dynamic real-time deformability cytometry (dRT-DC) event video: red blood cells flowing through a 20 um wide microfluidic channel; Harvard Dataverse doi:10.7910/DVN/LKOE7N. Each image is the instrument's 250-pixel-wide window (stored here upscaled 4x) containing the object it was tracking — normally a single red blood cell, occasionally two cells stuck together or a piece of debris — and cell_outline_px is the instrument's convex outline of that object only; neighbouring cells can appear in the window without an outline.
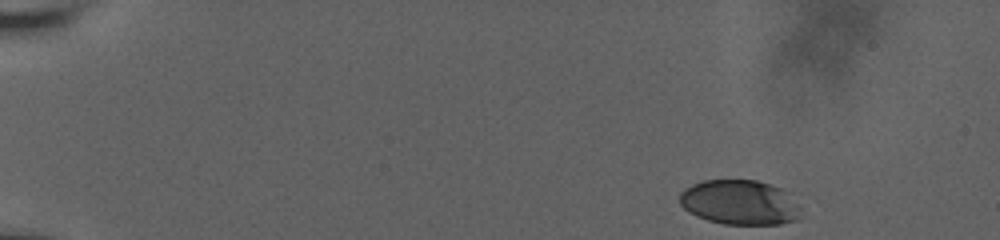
{"species": "human", "species_latin": "Homo sapiens", "temperature_condition": "room temperature", "stored_images_in_passage": 38, "camera_frame_rate_fps": 3000, "um_per_image_px": 0.085, "donor": {"sex": "male"}, "frame": {"image": 1, "passage_image": 1, "time_ms": 0.0, "image_size_px": [1000, 240], "cell_outline_px": [[804, 216], [800, 220], [780, 224], [724, 224], [708, 220], [696, 216], [688, 212], [680, 204], [680, 192], [684, 188], [692, 184], [704, 180], [756, 180], [780, 188], [800, 208]], "centroid_in_image_um": [62.87, 17.22], "position_along_channel_um": 22.1, "area_um2": 31.67}}
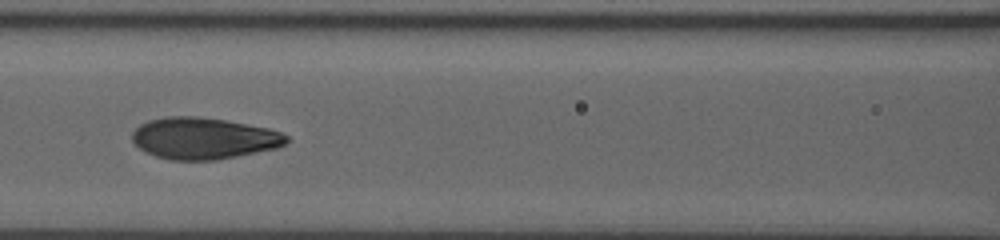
{"frame": {"image": 2, "passage_image": 22, "time_ms": 7.0, "image_size_px": [1000, 240], "cell_outline_px": [[288, 140], [284, 144], [276, 148], [216, 160], [172, 160], [156, 156], [144, 152], [132, 140], [132, 132], [140, 124], [148, 120], [164, 116], [196, 116], [224, 120], [268, 128], [280, 132], [288, 136]], "centroid_in_image_um": [17.27, 11.75], "position_along_channel_um": 149.3, "area_um2": 37.22}}
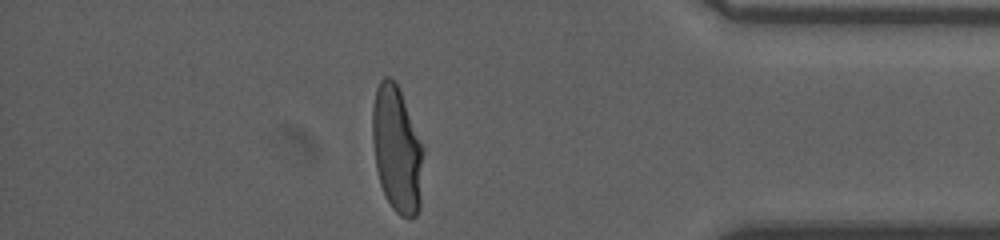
{"frame": {"image": 3, "passage_image": 37, "time_ms": 12.0, "image_size_px": [1000, 240], "cell_outline_px": [[424, 152], [420, 208], [416, 216], [412, 220], [408, 220], [400, 216], [392, 208], [380, 184], [376, 168], [372, 140], [372, 108], [376, 88], [380, 80], [384, 76], [388, 76], [396, 80], [424, 148]], "centroid_in_image_um": [33.75, 12.71], "position_along_channel_um": 401.5, "area_um2": 38.09}, "authors_computed_cell_mechanics": {"area_um2": 36.6741, "velocity_mm_per_s": 3.82, "shape_relaxation_time_tau1_ms": null, "shape_relaxation_time_tau2_ms": 0.6829, "deformation_change_tau1": null, "deformation_change_tau2": 0.0622}}